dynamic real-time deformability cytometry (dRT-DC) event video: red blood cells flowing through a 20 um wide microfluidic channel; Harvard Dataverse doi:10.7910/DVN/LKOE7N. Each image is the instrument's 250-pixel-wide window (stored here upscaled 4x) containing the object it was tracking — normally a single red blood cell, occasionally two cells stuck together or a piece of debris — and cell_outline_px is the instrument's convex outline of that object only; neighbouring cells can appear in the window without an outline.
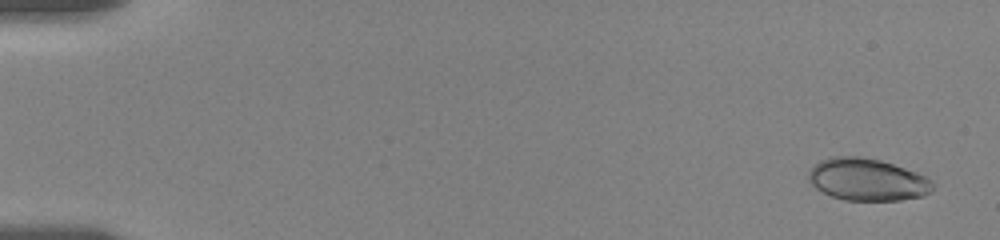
{"species": "human", "species_latin": "Homo sapiens", "temperature_condition": "room temperature", "stored_images_in_passage": 17, "camera_frame_rate_fps": 3000, "um_per_image_px": 0.085, "donor": {"sex": "female"}, "frame": {"image": 1, "passage_image": 1, "time_ms": 0.0, "image_size_px": [1000, 240], "cell_outline_px": [[932, 192], [924, 196], [900, 200], [844, 200], [832, 196], [816, 188], [808, 180], [808, 172], [820, 160], [828, 156], [860, 156], [880, 160], [916, 172], [932, 180]], "centroid_in_image_um": [73.71, 15.26], "position_along_channel_um": 11.3, "area_um2": 30.52}}
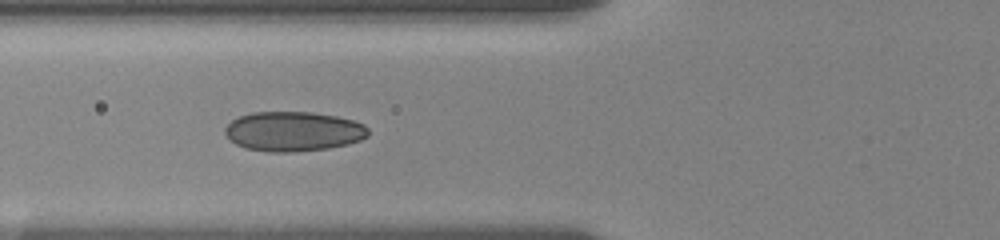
{"frame": {"image": 2, "passage_image": 10, "time_ms": 6.667, "image_size_px": [1000, 240], "cell_outline_px": [[368, 136], [360, 140], [348, 144], [328, 148], [296, 152], [268, 152], [244, 148], [236, 144], [224, 132], [224, 128], [232, 120], [240, 116], [252, 112], [312, 112], [336, 116], [352, 120], [364, 124], [368, 128]], "centroid_in_image_um": [24.94, 11.17], "position_along_channel_um": 100.9, "area_um2": 33.18}}
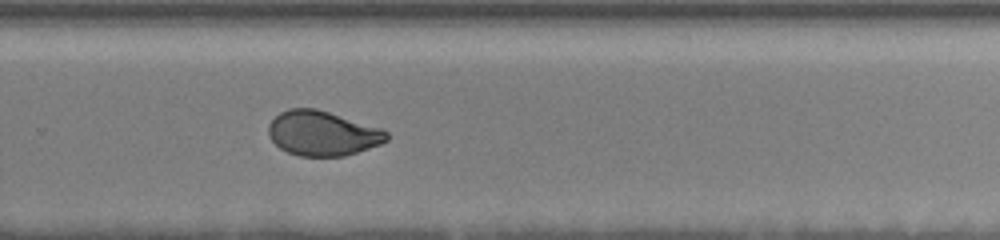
{"frame": {"image": 3, "passage_image": 17, "time_ms": 12.333, "image_size_px": [1000, 240], "cell_outline_px": [[388, 140], [380, 144], [344, 156], [300, 156], [288, 152], [280, 148], [268, 136], [268, 124], [280, 112], [288, 108], [316, 108], [380, 128], [388, 132]], "centroid_in_image_um": [27.38, 11.33], "position_along_channel_um": 302.4, "area_um2": 30.63}}